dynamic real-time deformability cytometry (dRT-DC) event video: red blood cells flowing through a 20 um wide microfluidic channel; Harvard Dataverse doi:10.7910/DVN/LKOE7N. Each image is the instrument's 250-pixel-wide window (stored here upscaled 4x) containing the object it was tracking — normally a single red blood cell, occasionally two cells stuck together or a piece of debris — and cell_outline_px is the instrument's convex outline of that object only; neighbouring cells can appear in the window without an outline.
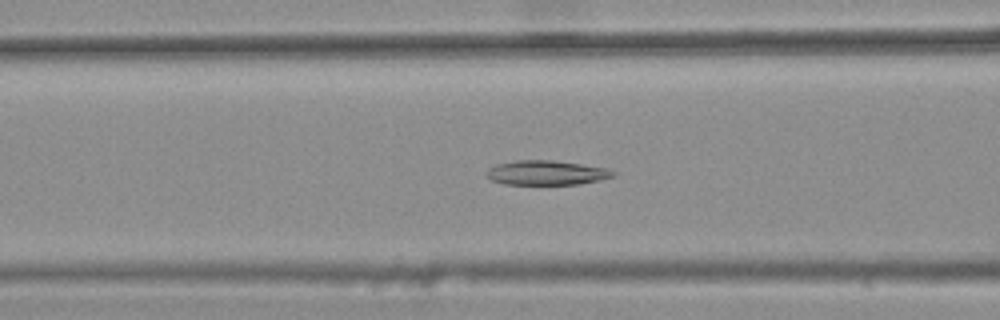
{"species": "common noctule bat (a hibernating species)", "species_latin": "Nyctalus noctula", "temperature_condition": "warm", "stored_images_in_passage": 44, "camera_frame_rate_fps": 3000, "um_per_image_px": 0.085, "animal": {"sex": "female", "body_mass_g": 25.1}, "frame": {"image": 1, "passage_image": 20, "time_ms": 6.333, "image_size_px": [1000, 320], "cell_outline_px": [[616, 172], [612, 176], [580, 184], [504, 184], [492, 180], [484, 172], [488, 168], [496, 164], [516, 160], [552, 160], [580, 164], [604, 168]], "centroid_in_image_um": [46.36, 14.68], "position_along_channel_um": 120.2, "area_um2": 17.8}}
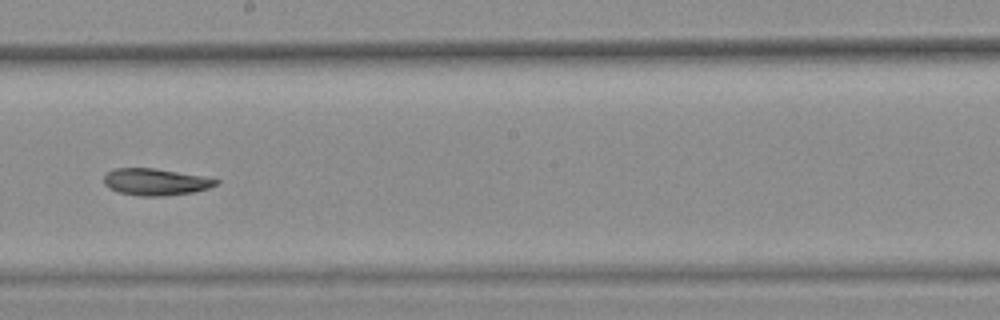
{"frame": {"image": 2, "passage_image": 29, "time_ms": 9.333, "image_size_px": [1000, 320], "cell_outline_px": [[220, 180], [216, 184], [208, 188], [192, 192], [164, 196], [140, 196], [120, 192], [108, 188], [104, 184], [104, 176], [108, 172], [116, 168], [152, 168], [200, 176]], "centroid_in_image_um": [13.17, 15.47], "position_along_channel_um": 235.0, "area_um2": 17.17}}
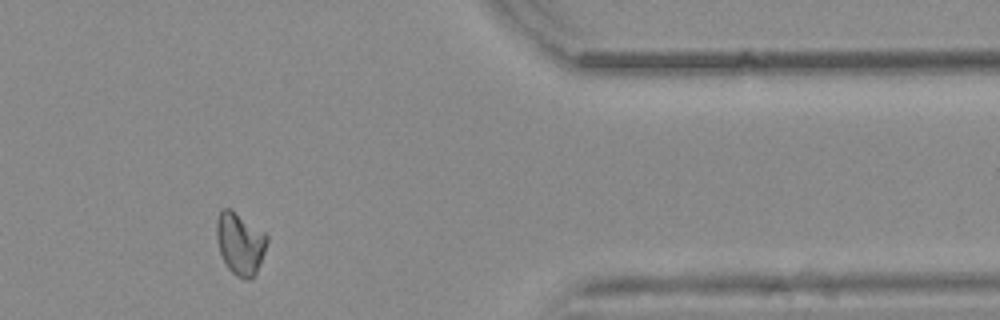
{"frame": {"image": 3, "passage_image": 43, "time_ms": 14.0, "image_size_px": [1000, 320], "cell_outline_px": [[268, 240], [260, 264], [256, 272], [248, 280], [244, 280], [236, 276], [228, 268], [220, 252], [216, 236], [216, 220], [220, 212], [224, 208], [228, 208], [264, 232], [268, 236]], "centroid_in_image_um": [20.4, 20.72], "position_along_channel_um": 391.0, "area_um2": 17.92}, "authors_computed_cell_mechanics": {"area_um2": 18.2359, "velocity_mm_per_s": 3.8438, "shape_relaxation_time_tau1_ms": null, "shape_relaxation_time_tau2_ms": 11.2953, "deformation_change_tau1": null, "deformation_change_tau2": 0.1293}}